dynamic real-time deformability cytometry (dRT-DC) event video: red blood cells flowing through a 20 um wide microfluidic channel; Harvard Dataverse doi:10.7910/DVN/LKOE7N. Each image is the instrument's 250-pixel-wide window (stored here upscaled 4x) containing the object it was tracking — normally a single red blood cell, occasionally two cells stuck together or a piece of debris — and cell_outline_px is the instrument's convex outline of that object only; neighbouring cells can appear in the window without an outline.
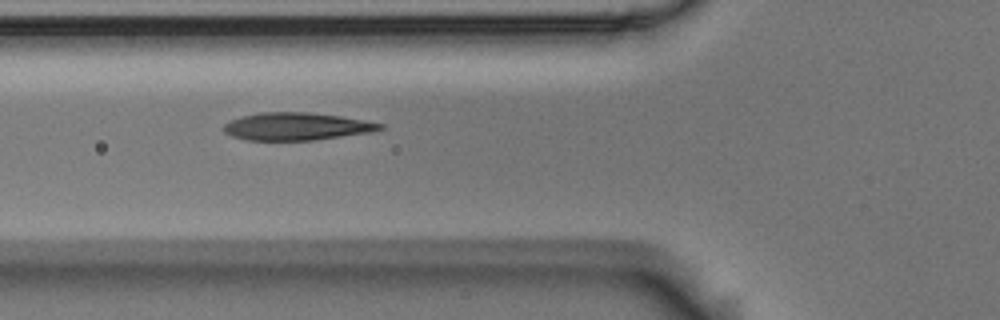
{"species": "Egyptian fruit bat (a non-hibernating species)", "species_latin": "Rousettus aegyptiacus", "temperature_condition": "room temperature", "stored_images_in_passage": 6, "camera_frame_rate_fps": 3000, "um_per_image_px": 0.085, "animal": {"sex": "male"}, "frame": {"image": 1, "passage_image": 6, "time_ms": 1.667, "image_size_px": [1000, 320], "cell_outline_px": [[384, 128], [372, 132], [312, 140], [244, 140], [232, 136], [224, 132], [220, 128], [224, 124], [240, 116], [260, 112], [308, 112], [340, 116], [364, 120], [384, 124]], "centroid_in_image_um": [25.17, 10.74], "position_along_channel_um": 100.6, "area_um2": 25.2}}